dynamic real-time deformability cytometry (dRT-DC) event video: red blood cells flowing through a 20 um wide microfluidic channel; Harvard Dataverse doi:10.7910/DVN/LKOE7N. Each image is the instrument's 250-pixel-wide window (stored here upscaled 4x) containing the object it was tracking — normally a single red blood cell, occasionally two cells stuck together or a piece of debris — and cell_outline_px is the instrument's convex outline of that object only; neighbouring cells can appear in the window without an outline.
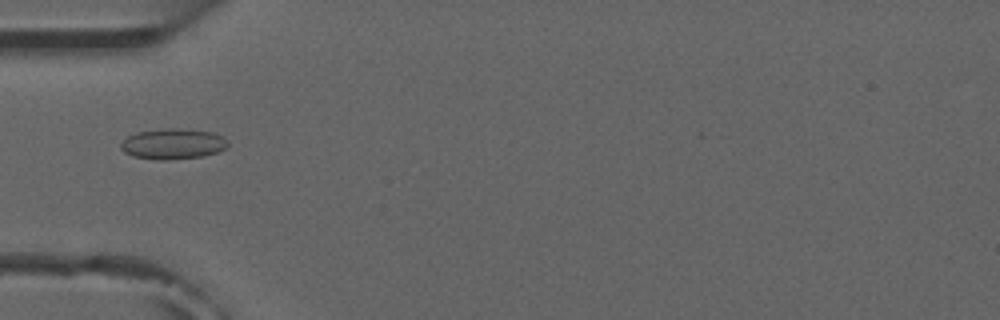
{"species": "common noctule bat (a hibernating species)", "species_latin": "Nyctalus noctula", "temperature_condition": "room temperature", "stored_images_in_passage": 5, "camera_frame_rate_fps": 3000, "um_per_image_px": 0.085, "animal": {"sex": "male", "forearm_length_mm": 52.5}, "frame": {"image": 1, "passage_image": 5, "time_ms": 5.333, "image_size_px": [1000, 320], "cell_outline_px": [[228, 144], [224, 148], [216, 152], [204, 156], [168, 160], [156, 160], [132, 156], [124, 152], [120, 148], [120, 144], [128, 136], [136, 132], [168, 128], [180, 128], [212, 132], [228, 140]], "centroid_in_image_um": [14.67, 12.23], "position_along_channel_um": 70.3, "area_um2": 19.07}}